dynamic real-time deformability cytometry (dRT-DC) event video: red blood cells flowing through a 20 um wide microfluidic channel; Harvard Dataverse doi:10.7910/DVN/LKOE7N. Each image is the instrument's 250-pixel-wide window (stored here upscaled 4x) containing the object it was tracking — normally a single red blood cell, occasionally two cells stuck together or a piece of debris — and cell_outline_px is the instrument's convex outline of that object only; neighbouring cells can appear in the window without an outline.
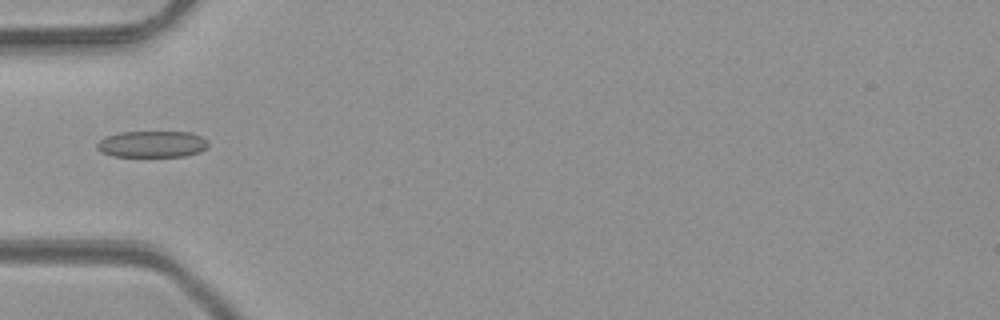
{"species": "common noctule bat (a hibernating species)", "species_latin": "Nyctalus noctula", "temperature_condition": "room temperature", "stored_images_in_passage": 6, "camera_frame_rate_fps": 3000, "um_per_image_px": 0.085, "animal": {"sex": "male", "body_mass_g": 23.1, "forearm_length_mm": 52.7}, "frame": {"image": 1, "passage_image": 5, "time_ms": 4.667, "image_size_px": [1000, 320], "cell_outline_px": [[208, 148], [200, 152], [184, 156], [112, 156], [100, 152], [96, 148], [96, 144], [104, 136], [120, 132], [188, 132], [200, 136], [208, 140]], "centroid_in_image_um": [12.91, 12.25], "position_along_channel_um": 72.1, "area_um2": 17.28}}
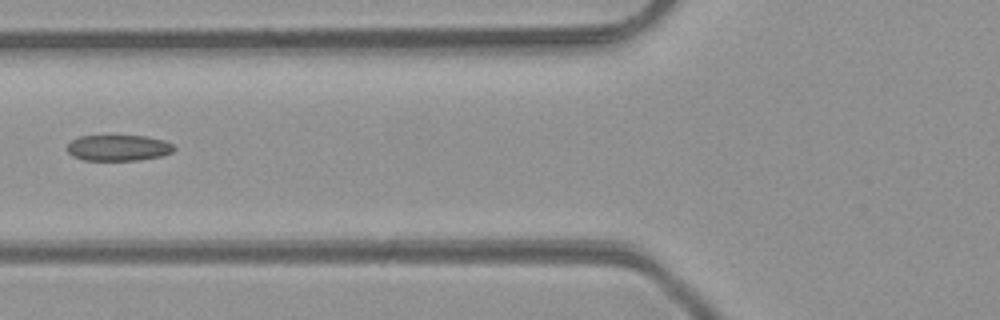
{"frame": {"image": 2, "passage_image": 6, "time_ms": 5.667, "image_size_px": [1000, 320], "cell_outline_px": [[176, 148], [172, 152], [160, 156], [140, 160], [84, 160], [72, 156], [68, 152], [68, 144], [72, 140], [80, 136], [148, 136], [164, 140], [172, 144]], "centroid_in_image_um": [10.08, 12.57], "position_along_channel_um": 115.7, "area_um2": 16.13}}